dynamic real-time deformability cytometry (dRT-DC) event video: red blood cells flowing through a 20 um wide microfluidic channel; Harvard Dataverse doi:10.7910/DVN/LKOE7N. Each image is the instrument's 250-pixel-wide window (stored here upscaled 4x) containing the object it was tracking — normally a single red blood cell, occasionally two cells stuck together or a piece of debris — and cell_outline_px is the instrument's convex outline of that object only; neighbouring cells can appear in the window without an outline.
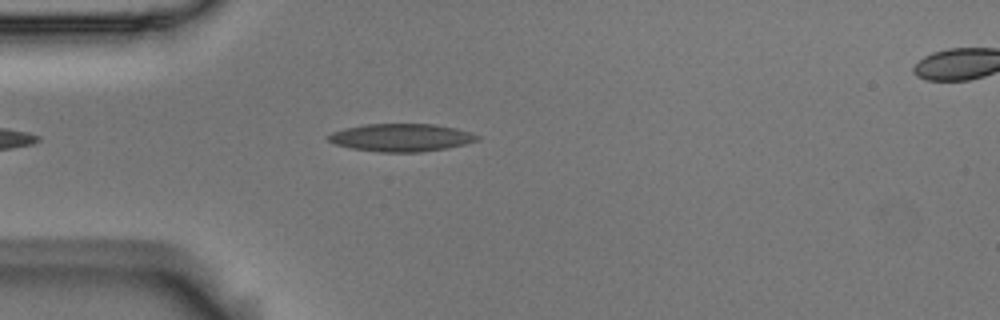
{"species": "Egyptian fruit bat (a non-hibernating species)", "species_latin": "Rousettus aegyptiacus", "temperature_condition": "room temperature", "stored_images_in_passage": 3, "segment_of_instrument_passage": [1, 2], "camera_frame_rate_fps": 3000, "um_per_image_px": 0.085, "animal": {"sex": "male"}, "frame": {"image": 1, "passage_image": 2, "time_ms": 0.333, "image_size_px": [1000, 320], "cell_outline_px": [[480, 140], [448, 148], [420, 152], [380, 152], [352, 148], [336, 144], [328, 140], [324, 136], [332, 132], [344, 128], [364, 124], [432, 124], [456, 128], [472, 132], [480, 136]], "centroid_in_image_um": [34.11, 11.69], "position_along_channel_um": 50.9, "area_um2": 24.22}}